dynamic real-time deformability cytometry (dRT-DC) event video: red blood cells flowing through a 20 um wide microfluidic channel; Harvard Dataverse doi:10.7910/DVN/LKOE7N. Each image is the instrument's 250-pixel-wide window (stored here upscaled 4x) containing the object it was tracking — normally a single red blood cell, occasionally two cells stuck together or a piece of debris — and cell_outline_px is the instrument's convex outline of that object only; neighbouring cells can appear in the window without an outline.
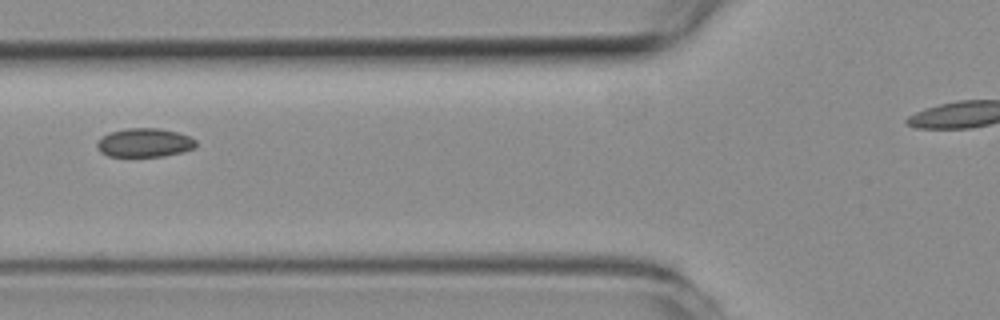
{"species": "common noctule bat (a hibernating species)", "species_latin": "Nyctalus noctula", "temperature_condition": "room temperature", "stored_images_in_passage": 19, "camera_frame_rate_fps": 3000, "um_per_image_px": 0.085, "animal": {"sex": "female", "body_mass_g": 19.3, "forearm_length_mm": 54.1}, "frame": {"image": 1, "passage_image": 4, "time_ms": 1.0, "image_size_px": [1000, 320], "cell_outline_px": [[196, 144], [192, 148], [180, 152], [164, 156], [108, 156], [100, 152], [96, 144], [100, 136], [124, 128], [160, 128], [176, 132], [188, 136], [196, 140]], "centroid_in_image_um": [12.23, 12.12], "position_along_channel_um": 113.6, "area_um2": 16.47}}